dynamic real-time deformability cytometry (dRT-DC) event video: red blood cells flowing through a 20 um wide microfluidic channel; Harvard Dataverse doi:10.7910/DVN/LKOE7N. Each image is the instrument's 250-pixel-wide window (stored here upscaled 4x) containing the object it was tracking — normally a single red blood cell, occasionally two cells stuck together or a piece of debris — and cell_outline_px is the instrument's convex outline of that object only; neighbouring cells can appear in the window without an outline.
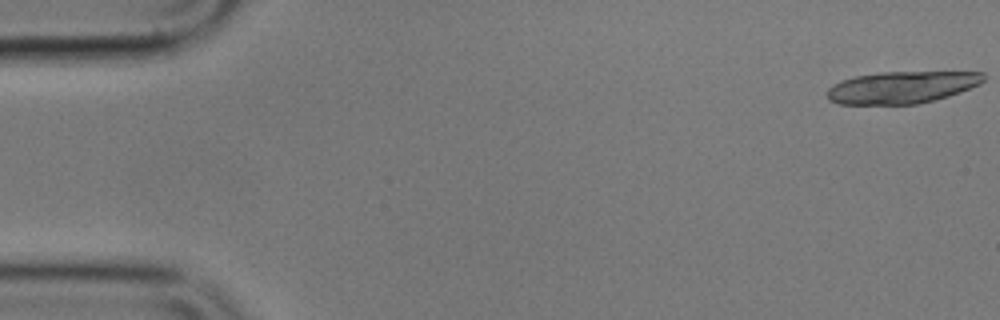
{"species": "common noctule bat (a hibernating species)", "species_latin": "Nyctalus noctula", "temperature_condition": "cold", "stored_images_in_passage": 19, "camera_frame_rate_fps": 3000, "um_per_image_px": 0.085, "animal": {"sex": "male", "body_mass_g": 17.9}, "frame": {"image": 1, "passage_image": 1, "time_ms": 0.0, "image_size_px": [1000, 320], "cell_outline_px": [[984, 80], [980, 84], [960, 92], [948, 96], [916, 104], [840, 104], [828, 100], [828, 88], [832, 84], [840, 80], [856, 76], [880, 72], [984, 72]], "centroid_in_image_um": [76.63, 7.42], "position_along_channel_um": 8.4, "area_um2": 29.13}}